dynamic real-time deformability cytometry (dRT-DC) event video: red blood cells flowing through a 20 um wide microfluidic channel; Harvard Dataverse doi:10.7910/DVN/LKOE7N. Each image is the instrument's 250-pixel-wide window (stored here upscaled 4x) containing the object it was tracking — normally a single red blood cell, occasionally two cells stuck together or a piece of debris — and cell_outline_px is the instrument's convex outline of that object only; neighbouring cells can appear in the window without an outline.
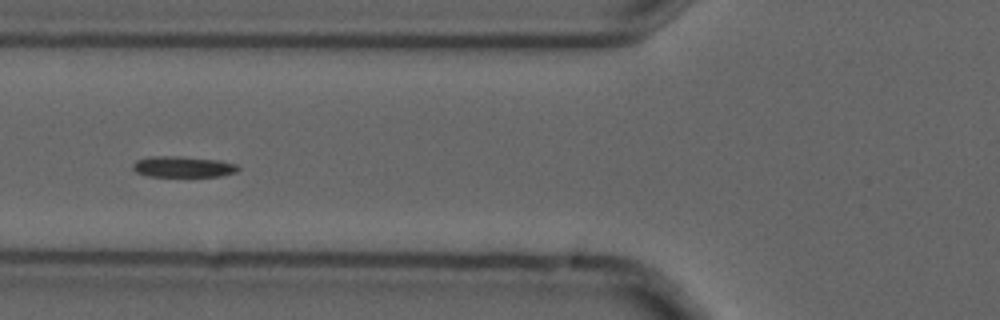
{"species": "common noctule bat (a hibernating species)", "species_latin": "Nyctalus noctula", "temperature_condition": "cold", "stored_images_in_passage": 7, "camera_frame_rate_fps": 3000, "um_per_image_px": 0.085, "animal": {"sex": "male", "forearm_length_mm": 52.5}, "frame": {"image": 1, "passage_image": 5, "time_ms": 1.333, "image_size_px": [1000, 320], "cell_outline_px": [[240, 168], [236, 172], [220, 176], [148, 176], [136, 172], [132, 168], [132, 164], [136, 160], [152, 156], [180, 156], [220, 160], [236, 164]], "centroid_in_image_um": [15.55, 14.17], "position_along_channel_um": 110.3, "area_um2": 12.89}}
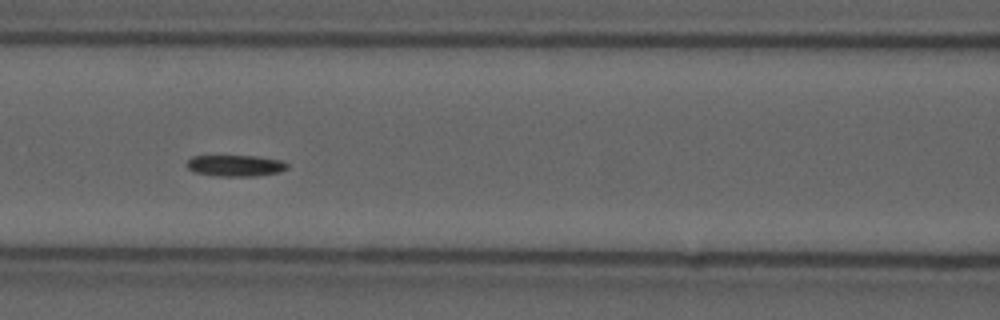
{"frame": {"image": 2, "passage_image": 6, "time_ms": 1.667, "image_size_px": [1000, 320], "cell_outline_px": [[288, 168], [280, 172], [256, 176], [216, 176], [192, 172], [188, 168], [188, 160], [192, 156], [260, 156], [284, 160], [288, 164]], "centroid_in_image_um": [20.06, 14.08], "position_along_channel_um": 146.5, "area_um2": 12.66}}